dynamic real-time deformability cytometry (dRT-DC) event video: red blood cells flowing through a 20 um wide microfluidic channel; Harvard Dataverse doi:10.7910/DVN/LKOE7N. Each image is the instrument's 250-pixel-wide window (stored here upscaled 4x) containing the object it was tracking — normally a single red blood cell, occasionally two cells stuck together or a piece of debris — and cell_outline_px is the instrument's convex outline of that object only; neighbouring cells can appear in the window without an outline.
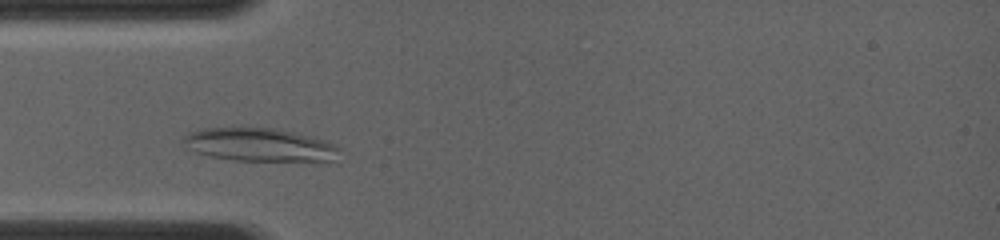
{"species": "common noctule bat (a hibernating species)", "species_latin": "Nyctalus noctula", "temperature_condition": "room temperature", "stored_images_in_passage": 25, "camera_frame_rate_fps": 4000, "um_per_image_px": 0.085, "animal": {"sex": "female", "body_mass_g": 19.0, "forearm_length_mm": 56.7}, "frame": {"image": 1, "passage_image": 4, "time_ms": 1.25, "image_size_px": [1000, 240], "cell_outline_px": [[340, 148], [332, 160], [316, 164], [232, 160], [212, 156], [196, 152], [184, 140], [184, 136], [188, 132], [204, 128], [272, 128], [312, 136], [324, 140]], "centroid_in_image_um": [22.18, 12.36], "position_along_channel_um": 62.8, "area_um2": 30.69}}
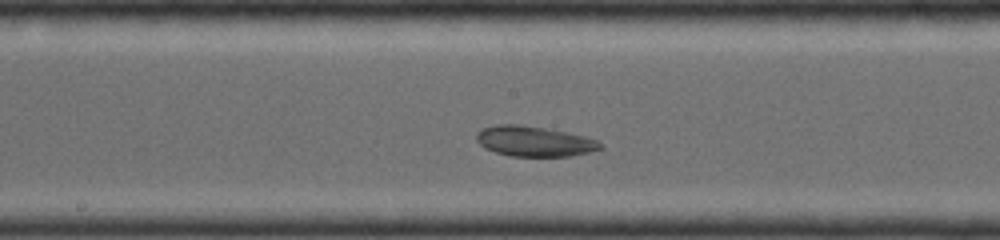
{"frame": {"image": 2, "passage_image": 13, "time_ms": 4.5, "image_size_px": [1000, 240], "cell_outline_px": [[604, 148], [572, 156], [508, 156], [484, 148], [476, 140], [476, 132], [484, 128], [496, 124], [520, 124], [568, 132], [584, 136], [596, 140]], "centroid_in_image_um": [45.38, 12.01], "position_along_channel_um": 202.8, "area_um2": 21.85}}
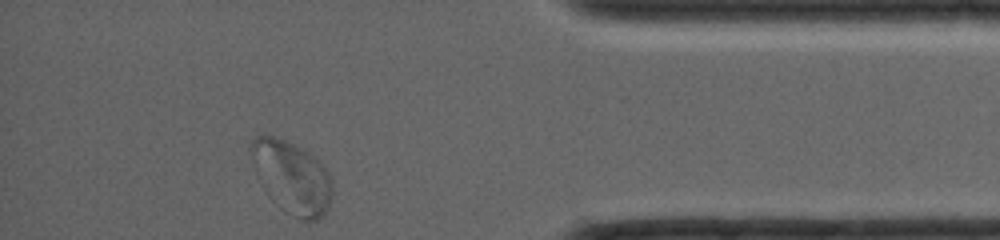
{"frame": {"image": 3, "passage_image": 25, "time_ms": 9.75, "image_size_px": [1000, 240], "cell_outline_px": [[332, 196], [328, 208], [316, 220], [300, 220], [284, 212], [264, 192], [256, 176], [252, 156], [252, 140], [256, 136], [276, 136], [300, 148], [320, 160], [328, 172], [332, 180]], "centroid_in_image_um": [24.81, 15.1], "position_along_channel_um": 410.4, "area_um2": 34.22}}